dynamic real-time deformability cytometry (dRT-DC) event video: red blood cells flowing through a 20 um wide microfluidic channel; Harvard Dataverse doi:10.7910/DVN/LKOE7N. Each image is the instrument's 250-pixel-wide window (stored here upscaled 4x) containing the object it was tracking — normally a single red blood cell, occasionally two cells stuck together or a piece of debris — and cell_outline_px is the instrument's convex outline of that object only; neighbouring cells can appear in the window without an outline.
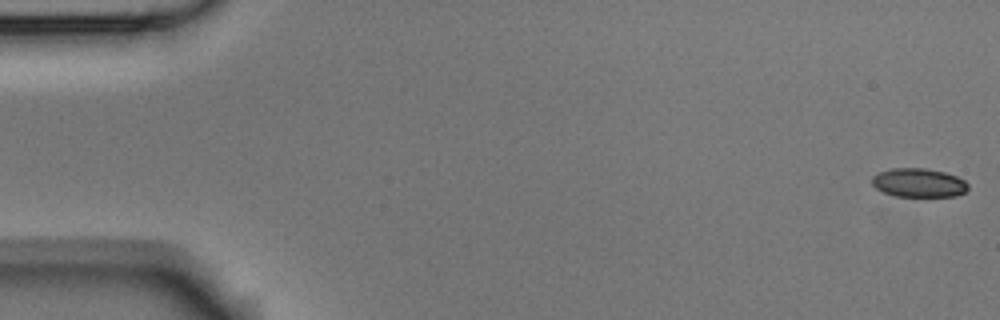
{"species": "Egyptian fruit bat (a non-hibernating species)", "species_latin": "Rousettus aegyptiacus", "temperature_condition": "room temperature", "stored_images_in_passage": 7, "camera_frame_rate_fps": 3000, "um_per_image_px": 0.085, "animal": {"sex": "male"}, "frame": {"image": 1, "passage_image": 1, "time_ms": 0.0, "image_size_px": [1000, 320], "cell_outline_px": [[968, 188], [964, 192], [956, 196], [896, 196], [884, 192], [876, 188], [872, 184], [872, 176], [880, 172], [892, 168], [924, 168], [944, 172], [956, 176], [964, 180], [968, 184]], "centroid_in_image_um": [78.09, 15.53], "position_along_channel_um": 6.9, "area_um2": 16.01}}
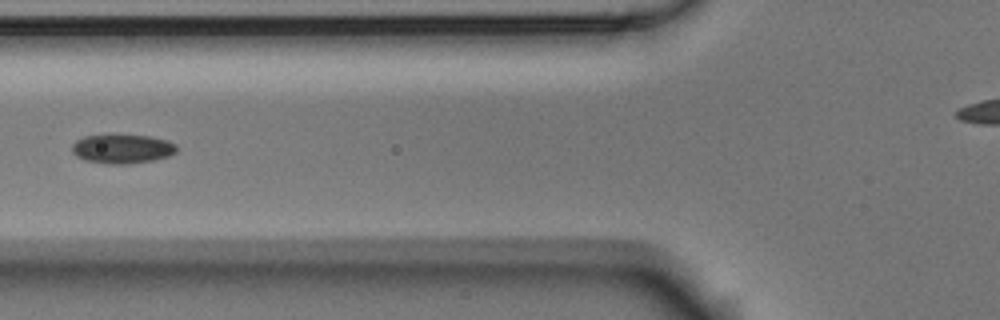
{"frame": {"image": 2, "passage_image": 7, "time_ms": 2.0, "image_size_px": [1000, 320], "cell_outline_px": [[176, 152], [168, 156], [152, 160], [128, 164], [108, 164], [84, 160], [76, 156], [72, 152], [72, 144], [76, 140], [84, 136], [148, 136], [168, 140], [176, 144]], "centroid_in_image_um": [10.38, 12.67], "position_along_channel_um": 115.4, "area_um2": 17.51}}